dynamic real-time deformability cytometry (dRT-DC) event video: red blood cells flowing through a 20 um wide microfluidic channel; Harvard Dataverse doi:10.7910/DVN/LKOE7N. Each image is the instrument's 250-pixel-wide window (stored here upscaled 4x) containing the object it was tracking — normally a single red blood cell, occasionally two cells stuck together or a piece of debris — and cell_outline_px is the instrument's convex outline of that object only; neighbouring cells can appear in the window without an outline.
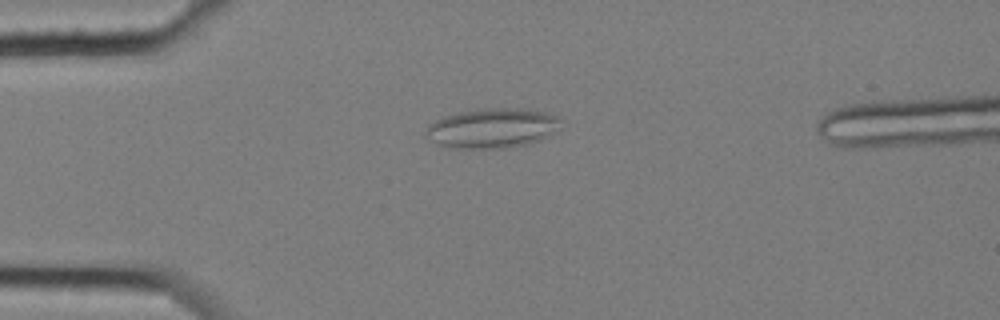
{"species": "common noctule bat (a hibernating species)", "species_latin": "Nyctalus noctula", "temperature_condition": "cold", "stored_images_in_passage": 3, "camera_frame_rate_fps": 3000, "um_per_image_px": 0.085, "animal": {"sex": "female", "body_mass_g": 25.1}, "frame": {"image": 1, "passage_image": 2, "time_ms": 0.333, "image_size_px": [1000, 320], "cell_outline_px": [[564, 120], [552, 136], [540, 140], [508, 148], [448, 148], [436, 144], [428, 140], [424, 136], [424, 132], [428, 124], [444, 116], [476, 108], [524, 108], [544, 112], [560, 116]], "centroid_in_image_um": [41.84, 10.89], "position_along_channel_um": 43.2, "area_um2": 31.96}}